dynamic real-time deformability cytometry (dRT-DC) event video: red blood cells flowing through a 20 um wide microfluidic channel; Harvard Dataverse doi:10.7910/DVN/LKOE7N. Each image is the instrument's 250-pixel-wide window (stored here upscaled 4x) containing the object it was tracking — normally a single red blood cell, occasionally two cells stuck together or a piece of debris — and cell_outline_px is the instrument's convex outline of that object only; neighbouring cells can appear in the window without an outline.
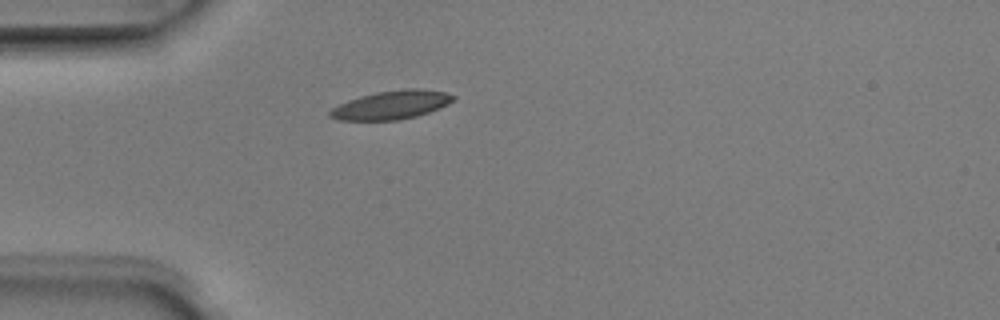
{"species": "Egyptian fruit bat (a non-hibernating species)", "species_latin": "Rousettus aegyptiacus", "temperature_condition": "room temperature", "stored_images_in_passage": 1, "camera_frame_rate_fps": 3000, "um_per_image_px": 0.085, "animal": {"sex": "male"}, "frame": {"image": 1, "passage_image": 1, "time_ms": 0.0, "image_size_px": [1000, 320], "cell_outline_px": [[456, 96], [448, 104], [440, 108], [416, 116], [400, 120], [340, 120], [328, 116], [328, 112], [332, 108], [348, 100], [360, 96], [376, 92], [404, 88], [420, 88], [448, 92]], "centroid_in_image_um": [33.29, 8.91], "position_along_channel_um": 51.7, "area_um2": 20.63}}